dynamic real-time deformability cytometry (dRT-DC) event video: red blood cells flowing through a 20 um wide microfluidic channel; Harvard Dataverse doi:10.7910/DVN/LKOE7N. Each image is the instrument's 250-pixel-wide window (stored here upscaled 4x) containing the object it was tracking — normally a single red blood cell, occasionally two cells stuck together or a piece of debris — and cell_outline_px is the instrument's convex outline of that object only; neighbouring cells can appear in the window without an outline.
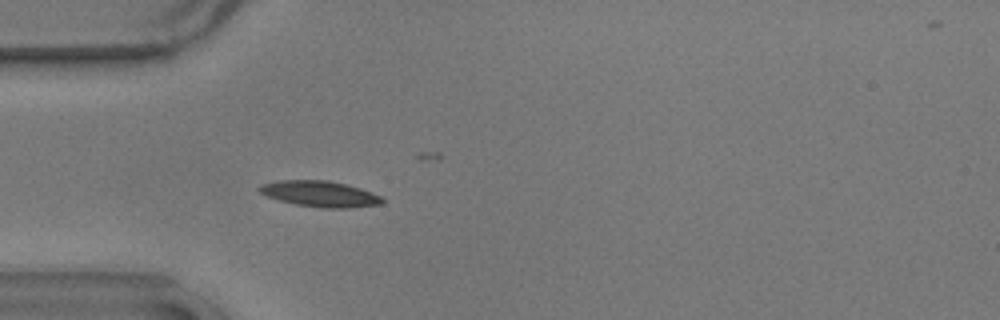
{"species": "common noctule bat (a hibernating species)", "species_latin": "Nyctalus noctula", "temperature_condition": "warm", "stored_images_in_passage": 32, "camera_frame_rate_fps": 3000, "um_per_image_px": 0.085, "animal": {"sex": "male", "body_mass_g": 17.9}, "frame": {"image": 1, "passage_image": 16, "time_ms": 5.0, "image_size_px": [1000, 320], "cell_outline_px": [[384, 200], [380, 204], [348, 208], [324, 208], [296, 204], [280, 200], [268, 196], [260, 192], [256, 188], [260, 184], [280, 180], [328, 180], [360, 188], [372, 192], [380, 196]], "centroid_in_image_um": [27.17, 16.47], "position_along_channel_um": 57.8, "area_um2": 18.38}}
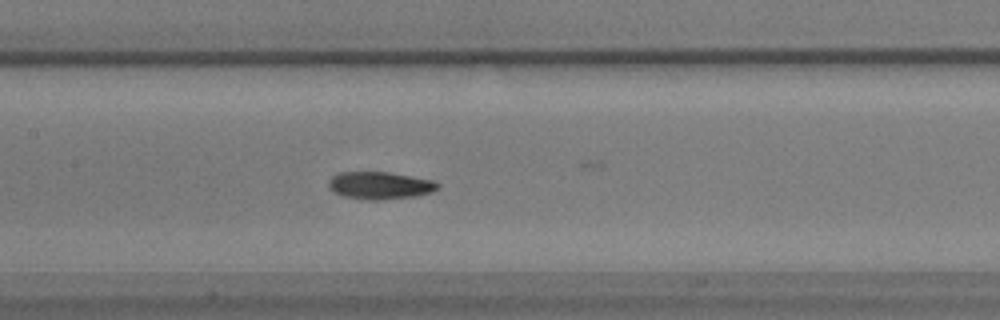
{"frame": {"image": 2, "passage_image": 26, "time_ms": 8.333, "image_size_px": [1000, 320], "cell_outline_px": [[440, 188], [432, 192], [416, 196], [380, 200], [372, 200], [344, 196], [328, 188], [328, 180], [332, 176], [340, 172], [388, 172], [432, 180], [440, 184]], "centroid_in_image_um": [32.31, 15.76], "position_along_channel_um": 175.1, "area_um2": 17.4}}
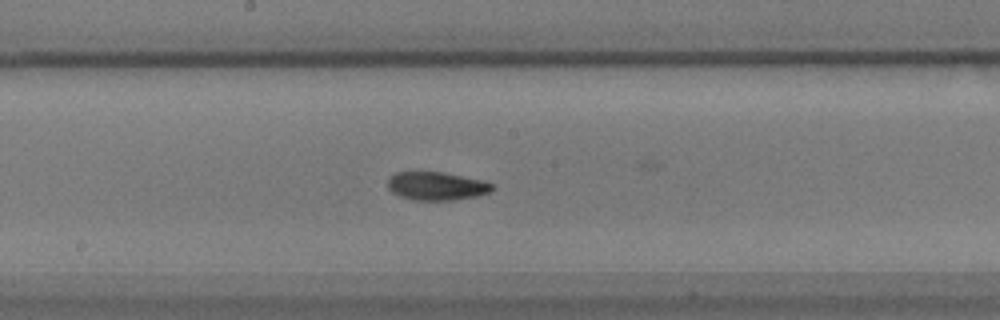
{"frame": {"image": 3, "passage_image": 29, "time_ms": 9.333, "image_size_px": [1000, 320], "cell_outline_px": [[496, 188], [488, 192], [476, 196], [452, 200], [416, 200], [400, 196], [392, 192], [388, 188], [388, 176], [396, 172], [444, 172], [484, 180], [496, 184]], "centroid_in_image_um": [37.14, 15.8], "position_along_channel_um": 211.1, "area_um2": 17.4}}